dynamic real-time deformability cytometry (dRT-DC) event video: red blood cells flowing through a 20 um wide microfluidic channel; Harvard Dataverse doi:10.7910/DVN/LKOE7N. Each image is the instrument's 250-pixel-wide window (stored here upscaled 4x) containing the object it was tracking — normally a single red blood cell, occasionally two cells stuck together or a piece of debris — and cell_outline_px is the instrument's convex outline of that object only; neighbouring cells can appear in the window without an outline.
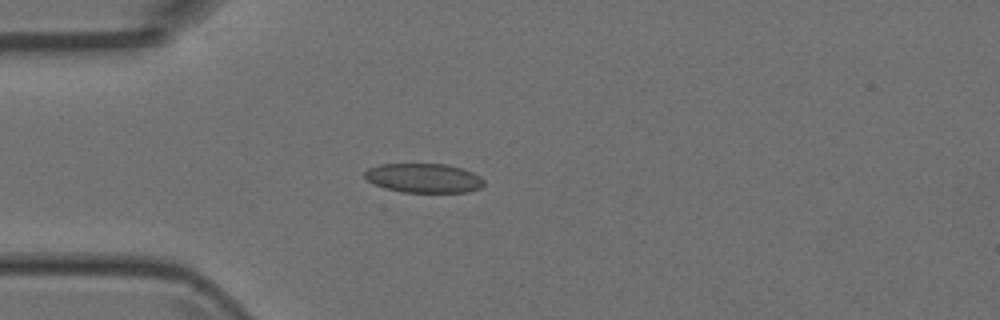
{"species": "Egyptian fruit bat (a non-hibernating species)", "species_latin": "Rousettus aegyptiacus", "temperature_condition": "room temperature", "stored_images_in_passage": 1, "camera_frame_rate_fps": 3000, "um_per_image_px": 0.085, "animal": {"sex": "female"}, "frame": {"image": 1, "passage_image": 1, "time_ms": 0.0, "image_size_px": [1000, 320], "cell_outline_px": [[484, 184], [480, 188], [468, 192], [404, 192], [384, 188], [368, 180], [364, 176], [364, 172], [368, 168], [380, 164], [444, 164], [460, 168], [472, 172], [480, 176], [484, 180]], "centroid_in_image_um": [36.02, 15.13], "position_along_channel_um": 49.0, "area_um2": 20.23}}